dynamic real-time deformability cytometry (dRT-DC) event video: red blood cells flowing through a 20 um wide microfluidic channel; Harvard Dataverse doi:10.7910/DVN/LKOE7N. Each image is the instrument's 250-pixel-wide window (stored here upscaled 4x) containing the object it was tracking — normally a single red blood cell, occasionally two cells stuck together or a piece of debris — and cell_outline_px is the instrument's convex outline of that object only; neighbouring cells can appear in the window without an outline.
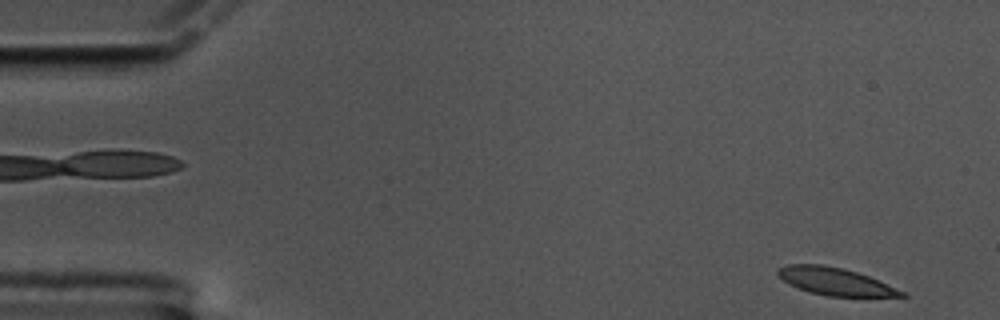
{"species": "common noctule bat (a hibernating species)", "species_latin": "Nyctalus noctula", "temperature_condition": "cold", "stored_images_in_passage": 58, "camera_frame_rate_fps": 3000, "um_per_image_px": 0.085, "animal": {"sex": "male", "body_mass_g": 17.5, "forearm_length_mm": 52.3}, "frame": {"image": 1, "passage_image": 1, "time_ms": 0.0, "image_size_px": [1000, 320], "cell_outline_px": [[908, 296], [828, 296], [808, 292], [788, 284], [776, 272], [776, 268], [788, 264], [824, 264], [844, 268], [868, 276], [904, 292]], "centroid_in_image_um": [70.91, 23.9], "position_along_channel_um": 14.1, "area_um2": 19.59}}
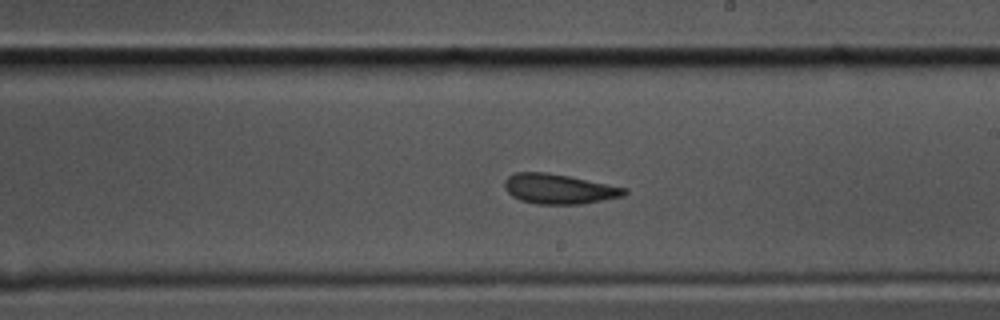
{"frame": {"image": 2, "passage_image": 32, "time_ms": 10.333, "image_size_px": [1000, 320], "cell_outline_px": [[628, 192], [624, 196], [584, 204], [536, 204], [520, 200], [512, 196], [504, 188], [504, 180], [508, 176], [516, 172], [548, 172], [628, 188]], "centroid_in_image_um": [47.51, 16.06], "position_along_channel_um": 241.5, "area_um2": 21.04}}
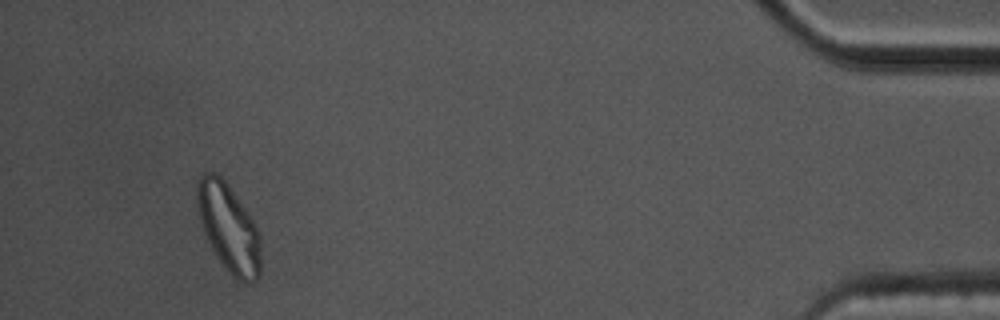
{"frame": {"image": 3, "passage_image": 54, "time_ms": 17.667, "image_size_px": [1000, 320], "cell_outline_px": [[260, 276], [256, 280], [248, 284], [244, 284], [232, 276], [220, 260], [212, 248], [204, 232], [200, 220], [196, 192], [196, 180], [204, 172], [212, 172], [220, 176], [228, 184], [256, 224], [260, 232]], "centroid_in_image_um": [19.46, 19.37], "position_along_channel_um": 415.7, "area_um2": 32.66}, "authors_computed_cell_mechanics": {"area_um2": 21.2126, "velocity_mm_per_s": 3.3082, "shape_relaxation_time_tau1_ms": 9.5473, "shape_relaxation_time_tau2_ms": 3.5672, "deformation_change_tau1": 0.1903, "deformation_change_tau2": 0.0997}}